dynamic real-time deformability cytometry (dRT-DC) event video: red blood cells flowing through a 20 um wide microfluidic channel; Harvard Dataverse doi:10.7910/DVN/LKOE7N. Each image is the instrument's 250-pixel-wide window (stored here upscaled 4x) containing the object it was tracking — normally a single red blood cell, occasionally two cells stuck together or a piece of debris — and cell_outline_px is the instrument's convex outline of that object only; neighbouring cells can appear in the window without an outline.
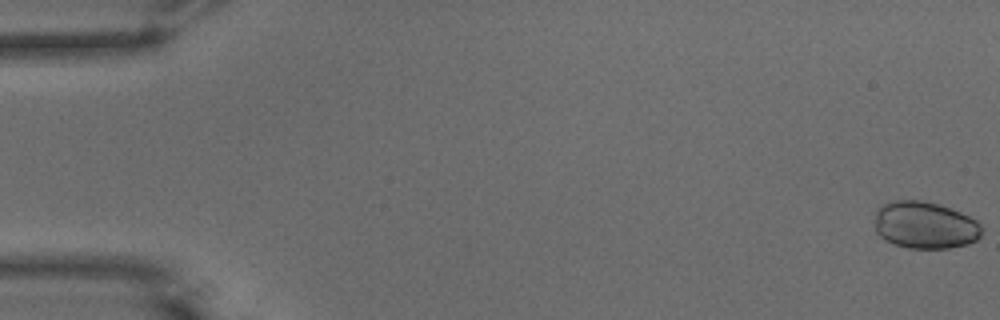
{"species": "common noctule bat (a hibernating species)", "species_latin": "Nyctalus noctula", "temperature_condition": "warm", "stored_images_in_passage": 56, "camera_frame_rate_fps": 3000, "um_per_image_px": 0.085, "animal": {"sex": "male", "body_mass_g": 15.6}, "frame": {"image": 1, "passage_image": 1, "time_ms": 0.0, "image_size_px": [1000, 320], "cell_outline_px": [[980, 236], [976, 240], [968, 244], [948, 248], [908, 248], [884, 240], [876, 232], [876, 212], [880, 204], [892, 200], [920, 200], [936, 204], [960, 212], [976, 220], [980, 224]], "centroid_in_image_um": [78.59, 19.13], "position_along_channel_um": 6.4, "area_um2": 29.25}}
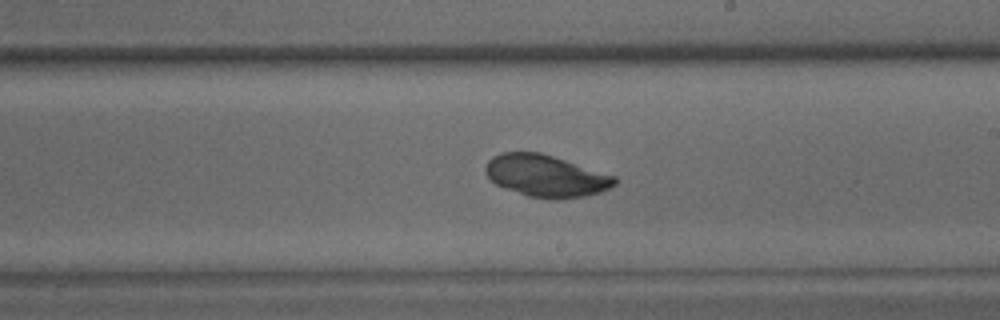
{"frame": {"image": 2, "passage_image": 33, "time_ms": 10.667, "image_size_px": [1000, 320], "cell_outline_px": [[616, 184], [600, 192], [584, 196], [556, 200], [528, 196], [504, 188], [496, 184], [484, 172], [484, 168], [488, 160], [492, 156], [500, 152], [540, 152], [616, 176]], "centroid_in_image_um": [46.38, 14.95], "position_along_channel_um": 242.6, "area_um2": 31.56}}
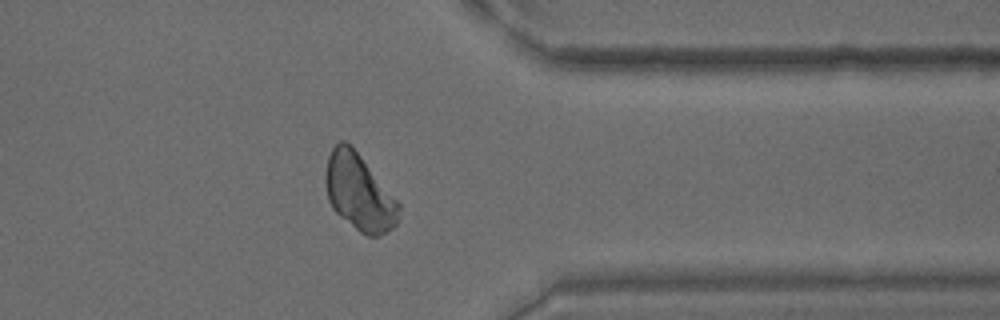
{"frame": {"image": 3, "passage_image": 45, "time_ms": 14.667, "image_size_px": [1000, 320], "cell_outline_px": [[400, 208], [396, 224], [392, 228], [376, 236], [368, 236], [360, 232], [340, 216], [332, 208], [328, 200], [324, 184], [324, 176], [328, 156], [332, 148], [340, 140], [344, 140], [360, 156], [400, 204]], "centroid_in_image_um": [30.48, 16.36], "position_along_channel_um": 380.9, "area_um2": 32.14}}